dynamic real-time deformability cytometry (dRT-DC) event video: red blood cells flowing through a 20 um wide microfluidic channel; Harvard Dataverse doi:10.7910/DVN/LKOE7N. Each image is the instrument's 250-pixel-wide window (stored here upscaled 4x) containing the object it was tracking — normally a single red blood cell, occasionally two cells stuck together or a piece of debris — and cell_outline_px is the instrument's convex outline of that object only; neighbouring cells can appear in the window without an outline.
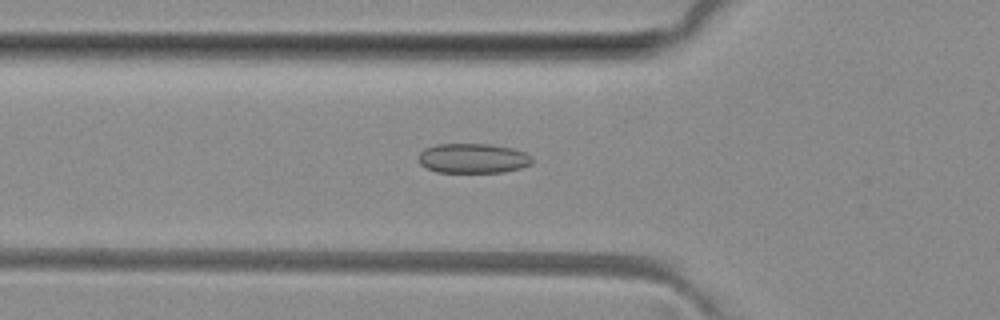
{"species": "common noctule bat (a hibernating species)", "species_latin": "Nyctalus noctula", "temperature_condition": "room temperature", "stored_images_in_passage": 46, "camera_frame_rate_fps": 3000, "um_per_image_px": 0.085, "animal": {"sex": "female", "body_mass_g": 29.2, "forearm_length_mm": 56.3}, "frame": {"image": 1, "passage_image": 16, "time_ms": 5.0, "image_size_px": [1000, 320], "cell_outline_px": [[532, 164], [520, 168], [504, 172], [436, 172], [420, 164], [416, 156], [424, 148], [436, 144], [488, 144], [512, 148], [524, 152], [532, 156]], "centroid_in_image_um": [40.18, 13.45], "position_along_channel_um": 85.6, "area_um2": 19.83}}
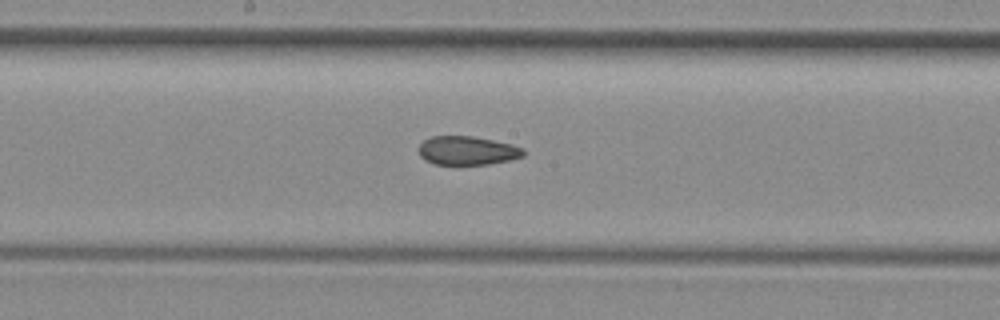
{"frame": {"image": 2, "passage_image": 25, "time_ms": 8.0, "image_size_px": [1000, 320], "cell_outline_px": [[524, 156], [508, 160], [488, 164], [432, 164], [424, 160], [420, 156], [420, 144], [424, 140], [432, 136], [472, 136], [512, 144], [524, 148]], "centroid_in_image_um": [39.72, 12.8], "position_along_channel_um": 208.5, "area_um2": 17.46}}
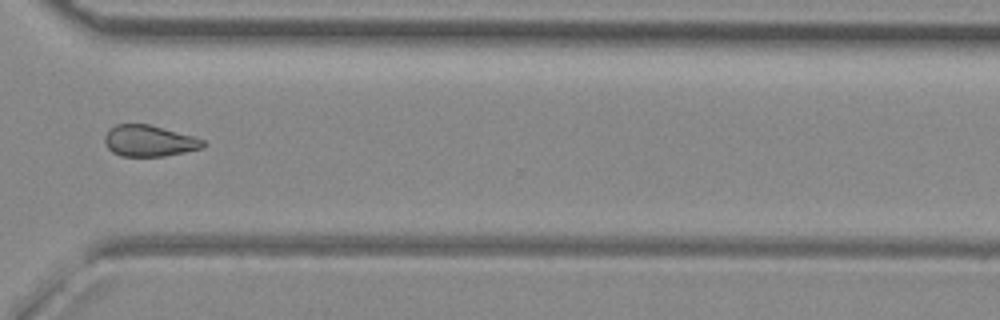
{"frame": {"image": 3, "passage_image": 36, "time_ms": 11.667, "image_size_px": [1000, 320], "cell_outline_px": [[208, 144], [204, 148], [164, 156], [120, 156], [112, 152], [108, 148], [104, 140], [104, 136], [108, 128], [116, 124], [148, 124], [192, 136], [204, 140]], "centroid_in_image_um": [12.67, 11.98], "position_along_channel_um": 357.9, "area_um2": 17.98}, "authors_computed_cell_mechanics": {"area_um2": 18.6983, "velocity_mm_per_s": 4.0762, "shape_relaxation_time_tau1_ms": null, "shape_relaxation_time_tau2_ms": 2.5321, "deformation_change_tau1": null, "deformation_change_tau2": 0.0912}}